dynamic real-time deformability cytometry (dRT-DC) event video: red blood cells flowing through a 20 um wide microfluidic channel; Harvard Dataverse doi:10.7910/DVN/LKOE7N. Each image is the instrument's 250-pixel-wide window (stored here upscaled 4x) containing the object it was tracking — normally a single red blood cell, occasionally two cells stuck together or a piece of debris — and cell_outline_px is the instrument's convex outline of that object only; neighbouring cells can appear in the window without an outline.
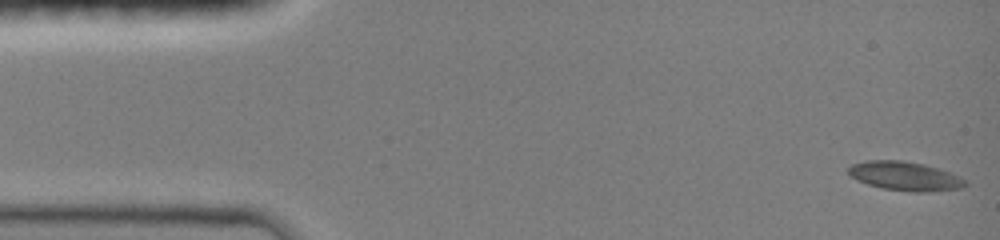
{"species": "common noctule bat (a hibernating species)", "species_latin": "Nyctalus noctula", "temperature_condition": "room temperature", "stored_images_in_passage": 9, "camera_frame_rate_fps": 3000, "um_per_image_px": 0.085, "animal": {"sex": "female", "body_mass_g": 19.0, "forearm_length_mm": 51.5}, "frame": {"image": 1, "passage_image": 1, "time_ms": 0.0, "image_size_px": [1000, 240], "cell_outline_px": [[964, 184], [960, 188], [920, 192], [916, 192], [884, 188], [868, 184], [852, 176], [848, 172], [848, 168], [852, 164], [868, 160], [900, 160], [924, 164], [948, 172], [964, 180]], "centroid_in_image_um": [76.86, 14.95], "position_along_channel_um": 8.1, "area_um2": 19.02}}
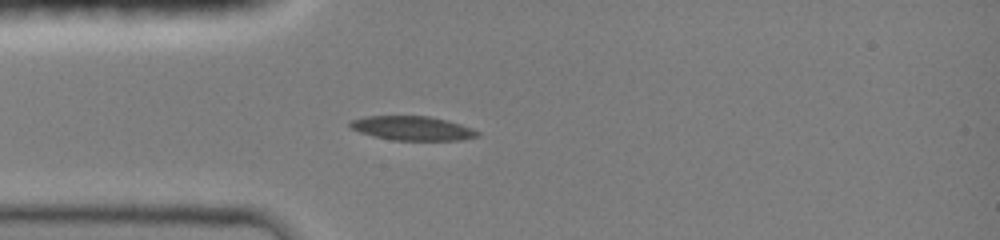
{"frame": {"image": 2, "passage_image": 7, "time_ms": 3.667, "image_size_px": [1000, 240], "cell_outline_px": [[480, 136], [460, 140], [392, 140], [360, 132], [352, 128], [348, 124], [352, 120], [364, 116], [428, 116], [460, 124], [472, 128], [480, 132]], "centroid_in_image_um": [35.07, 10.9], "position_along_channel_um": 49.9, "area_um2": 17.74}}
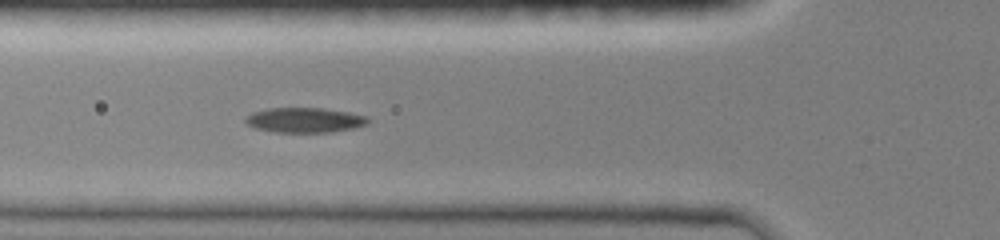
{"frame": {"image": 3, "passage_image": 9, "time_ms": 5.0, "image_size_px": [1000, 240], "cell_outline_px": [[368, 124], [356, 128], [332, 132], [276, 132], [256, 128], [248, 124], [244, 120], [252, 112], [268, 108], [320, 108], [348, 112], [368, 116]], "centroid_in_image_um": [25.93, 10.21], "position_along_channel_um": 99.9, "area_um2": 17.74}}